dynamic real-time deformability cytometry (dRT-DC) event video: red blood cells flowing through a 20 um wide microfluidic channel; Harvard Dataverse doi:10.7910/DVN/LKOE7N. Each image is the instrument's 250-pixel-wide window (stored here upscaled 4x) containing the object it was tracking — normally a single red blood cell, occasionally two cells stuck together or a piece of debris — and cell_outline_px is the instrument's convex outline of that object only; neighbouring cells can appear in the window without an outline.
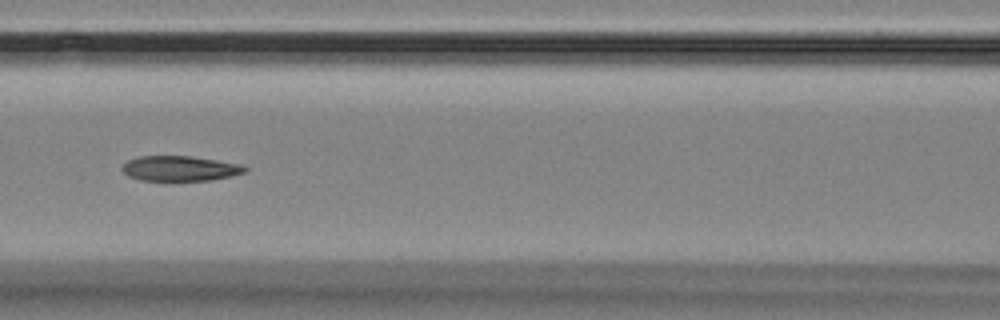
{"species": "Egyptian fruit bat (a non-hibernating species)", "species_latin": "Rousettus aegyptiacus", "temperature_condition": "room temperature", "stored_images_in_passage": 9, "camera_frame_rate_fps": 3000, "um_per_image_px": 0.085, "animal": {"sex": "female"}, "frame": {"image": 1, "passage_image": 7, "time_ms": 7.0, "image_size_px": [1000, 320], "cell_outline_px": [[248, 168], [244, 172], [232, 176], [212, 180], [140, 180], [128, 176], [120, 168], [128, 160], [140, 156], [192, 156], [244, 164]], "centroid_in_image_um": [15.33, 14.31], "position_along_channel_um": 151.3, "area_um2": 18.03}}
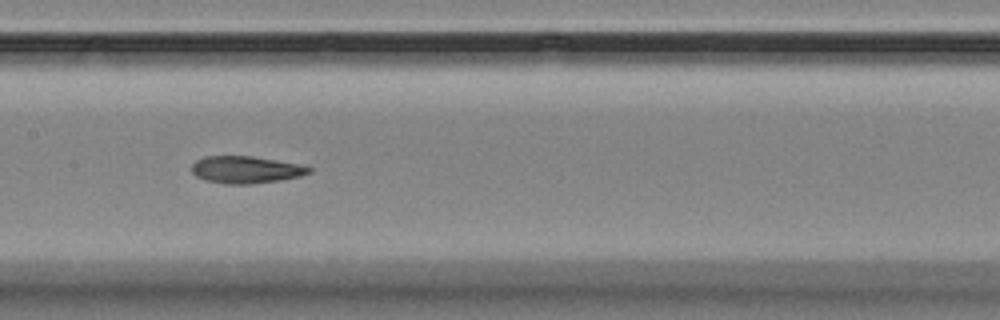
{"frame": {"image": 2, "passage_image": 8, "time_ms": 8.0, "image_size_px": [1000, 320], "cell_outline_px": [[312, 172], [300, 176], [280, 180], [252, 184], [224, 184], [204, 180], [196, 176], [192, 172], [192, 164], [196, 160], [204, 156], [252, 156], [276, 160], [296, 164], [312, 168]], "centroid_in_image_um": [20.86, 14.43], "position_along_channel_um": 186.5, "area_um2": 18.55}}
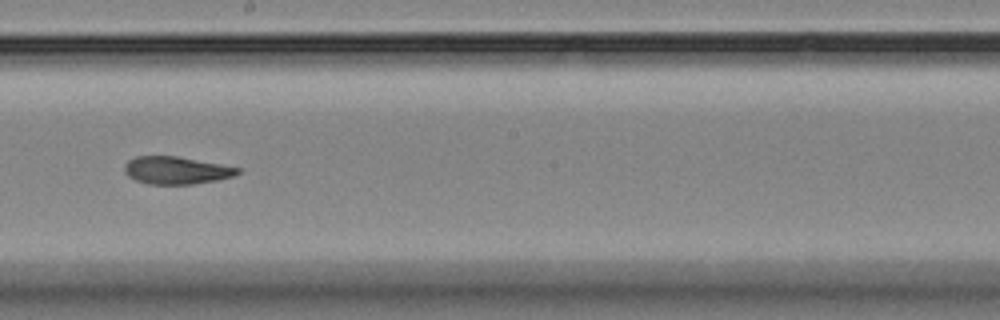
{"frame": {"image": 3, "passage_image": 9, "time_ms": 9.333, "image_size_px": [1000, 320], "cell_outline_px": [[240, 172], [232, 176], [216, 180], [192, 184], [148, 184], [136, 180], [128, 176], [124, 172], [124, 164], [128, 160], [136, 156], [176, 156], [220, 164], [240, 168]], "centroid_in_image_um": [14.94, 14.47], "position_along_channel_um": 233.3, "area_um2": 18.03}}